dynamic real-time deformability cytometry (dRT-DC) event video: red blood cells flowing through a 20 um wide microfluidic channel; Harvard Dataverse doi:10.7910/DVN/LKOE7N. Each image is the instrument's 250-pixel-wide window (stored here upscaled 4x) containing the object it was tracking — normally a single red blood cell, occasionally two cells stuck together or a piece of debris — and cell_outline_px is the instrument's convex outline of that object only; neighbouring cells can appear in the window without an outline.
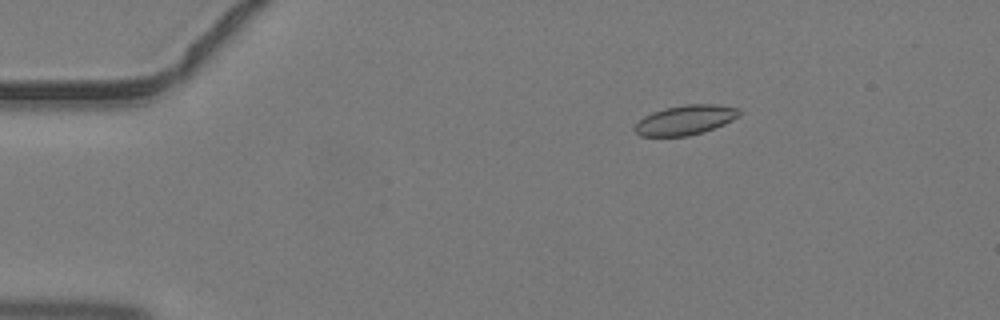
{"species": "common noctule bat (a hibernating species)", "species_latin": "Nyctalus noctula", "temperature_condition": "warm", "stored_images_in_passage": 45, "camera_frame_rate_fps": 3000, "um_per_image_px": 0.085, "animal": {"sex": "male", "body_mass_g": 19.2, "forearm_length_mm": 51.8}, "frame": {"image": 1, "passage_image": 8, "time_ms": 2.333, "image_size_px": [1000, 320], "cell_outline_px": [[740, 116], [724, 124], [704, 132], [688, 136], [640, 136], [632, 128], [644, 116], [652, 112], [664, 108], [684, 104], [720, 104], [740, 108]], "centroid_in_image_um": [58.27, 10.19], "position_along_channel_um": 26.7, "area_um2": 18.26}}
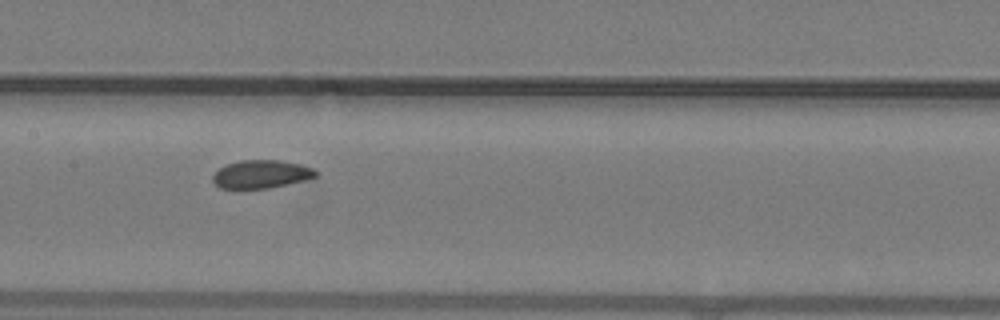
{"frame": {"image": 2, "passage_image": 23, "time_ms": 7.333, "image_size_px": [1000, 320], "cell_outline_px": [[316, 176], [304, 180], [268, 188], [220, 188], [212, 180], [212, 176], [220, 168], [228, 164], [240, 160], [280, 160], [300, 164], [312, 168], [316, 172]], "centroid_in_image_um": [22.18, 14.8], "position_along_channel_um": 185.2, "area_um2": 16.59}}
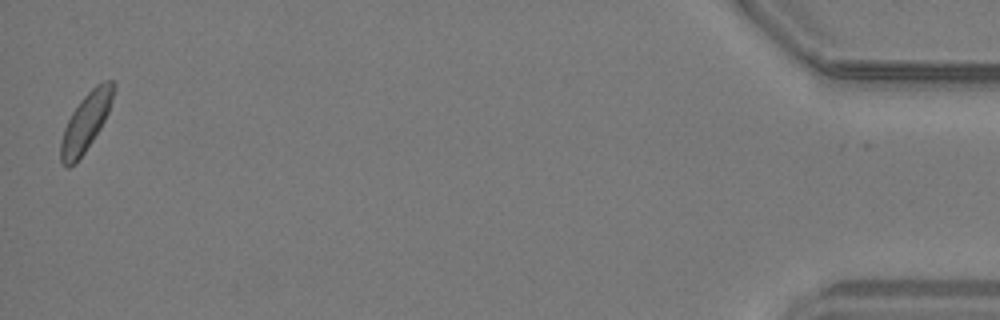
{"frame": {"image": 3, "passage_image": 45, "time_ms": 14.667, "image_size_px": [1000, 320], "cell_outline_px": [[116, 84], [112, 100], [108, 112], [100, 128], [76, 164], [68, 168], [64, 168], [60, 160], [60, 140], [64, 128], [72, 112], [80, 100], [96, 84], [104, 80], [112, 80]], "centroid_in_image_um": [7.27, 10.39], "position_along_channel_um": 427.9, "area_um2": 17.86}}